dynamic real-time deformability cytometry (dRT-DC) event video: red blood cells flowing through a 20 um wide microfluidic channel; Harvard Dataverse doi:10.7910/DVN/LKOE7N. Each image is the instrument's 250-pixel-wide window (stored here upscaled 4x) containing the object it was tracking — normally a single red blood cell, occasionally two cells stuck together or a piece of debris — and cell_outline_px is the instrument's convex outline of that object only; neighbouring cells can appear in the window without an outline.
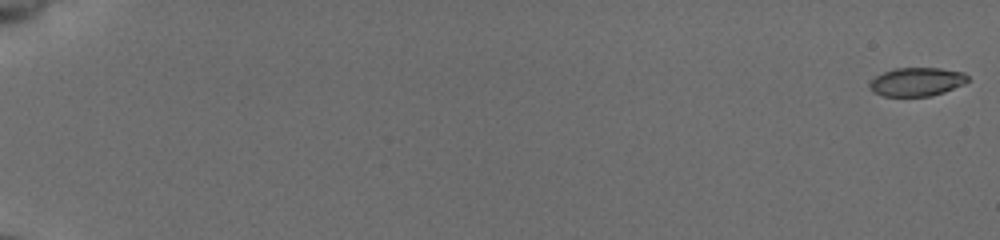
{"species": "common noctule bat (a hibernating species)", "species_latin": "Nyctalus noctula", "temperature_condition": "cold", "stored_images_in_passage": 17, "camera_frame_rate_fps": 3000, "um_per_image_px": 0.085, "animal": {"sex": "female", "body_mass_g": 19.5, "forearm_length_mm": 54.1}, "frame": {"image": 1, "passage_image": 1, "time_ms": 0.0, "image_size_px": [1000, 240], "cell_outline_px": [[968, 80], [964, 84], [944, 92], [932, 96], [884, 96], [872, 92], [868, 84], [876, 76], [884, 72], [896, 68], [940, 68], [964, 72], [968, 76]], "centroid_in_image_um": [77.93, 6.95], "position_along_channel_um": 7.1, "area_um2": 16.36}}
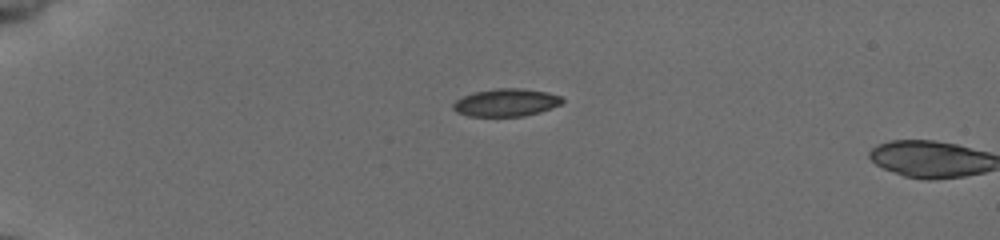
{"frame": {"image": 2, "passage_image": 16, "time_ms": 5.0, "image_size_px": [1000, 240], "cell_outline_px": [[564, 100], [560, 104], [540, 112], [524, 116], [468, 116], [456, 112], [452, 108], [452, 104], [456, 100], [464, 96], [476, 92], [496, 88], [520, 88], [548, 92], [560, 96]], "centroid_in_image_um": [43.01, 8.72], "position_along_channel_um": 42.0, "area_um2": 17.51}}